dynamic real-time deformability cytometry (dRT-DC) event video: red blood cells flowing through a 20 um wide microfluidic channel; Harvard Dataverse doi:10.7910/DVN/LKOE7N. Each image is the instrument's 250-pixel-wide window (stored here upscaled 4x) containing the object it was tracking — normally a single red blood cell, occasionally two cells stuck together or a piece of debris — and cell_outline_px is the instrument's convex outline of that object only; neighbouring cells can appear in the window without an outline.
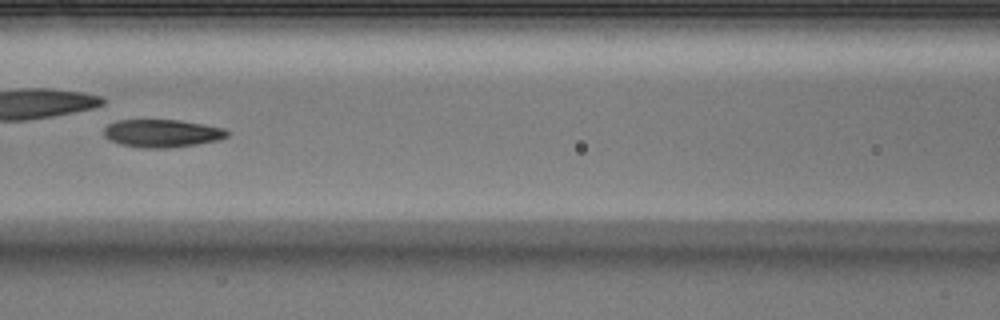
{"species": "Egyptian fruit bat (a non-hibernating species)", "species_latin": "Rousettus aegyptiacus", "temperature_condition": "warm", "stored_images_in_passage": 15, "camera_frame_rate_fps": 3000, "um_per_image_px": 0.085, "animal": {"sex": "male"}, "frame": {"image": 1, "passage_image": 9, "time_ms": 2.667, "image_size_px": [1000, 320], "cell_outline_px": [[228, 136], [220, 140], [196, 144], [164, 148], [144, 148], [120, 144], [108, 140], [104, 136], [104, 128], [108, 124], [116, 120], [180, 120], [204, 124], [224, 128], [228, 132]], "centroid_in_image_um": [13.76, 11.33], "position_along_channel_um": 152.8, "area_um2": 20.06}}